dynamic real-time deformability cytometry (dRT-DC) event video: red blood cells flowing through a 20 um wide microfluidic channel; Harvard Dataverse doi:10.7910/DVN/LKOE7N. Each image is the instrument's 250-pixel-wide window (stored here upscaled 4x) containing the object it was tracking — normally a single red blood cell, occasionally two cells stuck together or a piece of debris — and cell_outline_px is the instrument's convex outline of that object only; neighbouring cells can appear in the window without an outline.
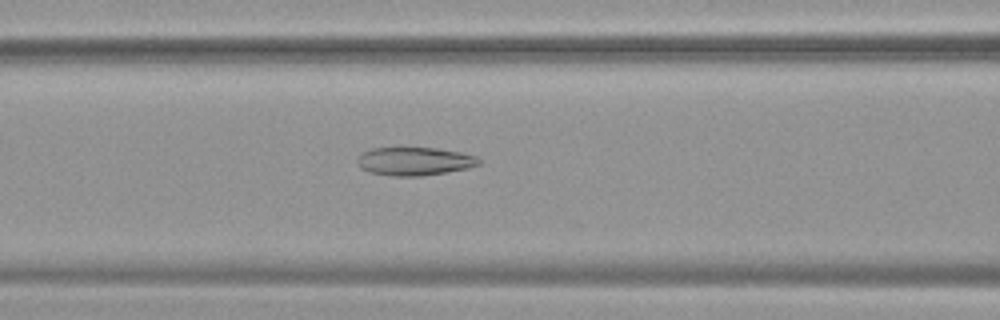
{"species": "common noctule bat (a hibernating species)", "species_latin": "Nyctalus noctula", "temperature_condition": "warm", "stored_images_in_passage": 38, "camera_frame_rate_fps": 3000, "um_per_image_px": 0.085, "animal": {"sex": "female", "body_mass_g": 19.9}, "frame": {"image": 1, "passage_image": 7, "time_ms": 2.0, "image_size_px": [1000, 320], "cell_outline_px": [[484, 160], [480, 164], [468, 168], [420, 176], [392, 176], [368, 172], [360, 168], [356, 160], [364, 152], [372, 148], [436, 148], [460, 152], [476, 156]], "centroid_in_image_um": [35.25, 13.71], "position_along_channel_um": 131.4, "area_um2": 20.0}}
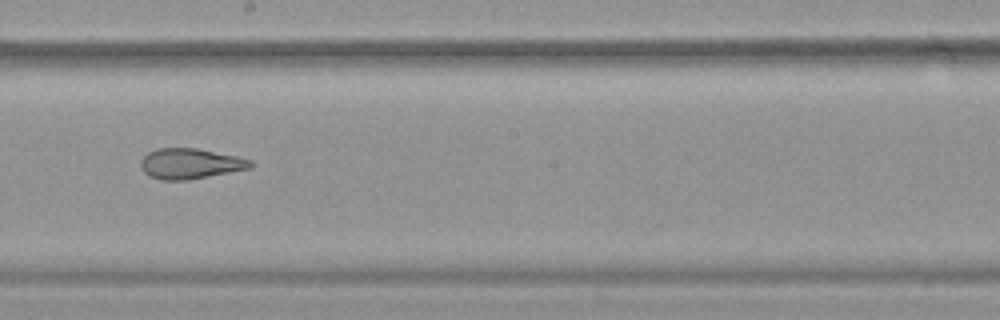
{"frame": {"image": 2, "passage_image": 15, "time_ms": 4.667, "image_size_px": [1000, 320], "cell_outline_px": [[252, 168], [188, 180], [160, 180], [148, 176], [140, 168], [140, 160], [148, 152], [156, 148], [196, 148], [236, 156], [252, 160]], "centroid_in_image_um": [16.13, 13.91], "position_along_channel_um": 232.1, "area_um2": 19.59}}
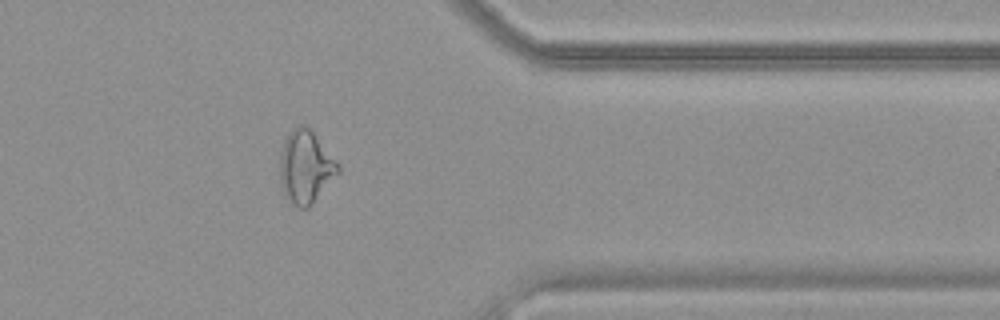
{"frame": {"image": 3, "passage_image": 28, "time_ms": 9.0, "image_size_px": [1000, 320], "cell_outline_px": [[340, 172], [312, 204], [308, 208], [300, 208], [292, 204], [284, 192], [280, 180], [280, 152], [284, 140], [288, 132], [292, 128], [304, 124], [312, 132], [340, 164]], "centroid_in_image_um": [25.98, 14.19], "position_along_channel_um": 385.4, "area_um2": 24.57}, "authors_computed_cell_mechanics": {"area_um2": 20.9525, "velocity_mm_per_s": 3.7906, "shape_relaxation_time_tau1_ms": null, "shape_relaxation_time_tau2_ms": 2.5836, "deformation_change_tau1": null, "deformation_change_tau2": 0.1102}}